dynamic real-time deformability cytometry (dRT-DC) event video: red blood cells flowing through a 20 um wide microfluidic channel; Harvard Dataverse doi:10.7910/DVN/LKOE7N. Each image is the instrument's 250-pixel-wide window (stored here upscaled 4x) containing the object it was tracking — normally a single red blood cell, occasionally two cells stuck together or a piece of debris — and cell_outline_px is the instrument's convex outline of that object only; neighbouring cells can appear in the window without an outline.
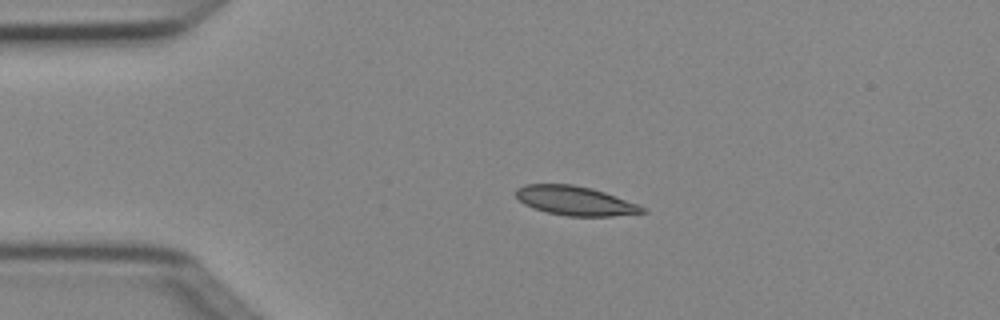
{"species": "Egyptian fruit bat (a non-hibernating species)", "species_latin": "Rousettus aegyptiacus", "temperature_condition": "cold", "stored_images_in_passage": 3, "camera_frame_rate_fps": 3000, "um_per_image_px": 0.085, "animal": {"sex": "female"}, "frame": {"image": 1, "passage_image": 3, "time_ms": 0.667, "image_size_px": [1000, 320], "cell_outline_px": [[648, 212], [612, 216], [568, 216], [548, 212], [532, 208], [524, 204], [516, 196], [516, 188], [524, 184], [572, 184], [592, 188], [640, 204]], "centroid_in_image_um": [48.9, 17.06], "position_along_channel_um": 36.1, "area_um2": 21.56}}